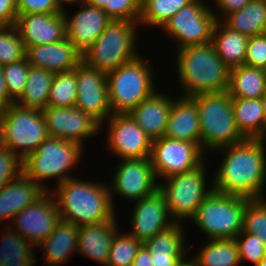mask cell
<instances>
[{"instance_id": "1", "label": "cell", "mask_w": 266, "mask_h": 266, "mask_svg": "<svg viewBox=\"0 0 266 266\" xmlns=\"http://www.w3.org/2000/svg\"><path fill=\"white\" fill-rule=\"evenodd\" d=\"M218 151L224 158L213 177L214 190L247 199L266 195V139L245 138Z\"/></svg>"}, {"instance_id": "2", "label": "cell", "mask_w": 266, "mask_h": 266, "mask_svg": "<svg viewBox=\"0 0 266 266\" xmlns=\"http://www.w3.org/2000/svg\"><path fill=\"white\" fill-rule=\"evenodd\" d=\"M86 180L71 177L51 190L61 220L78 227L113 220L117 209L111 201L109 184Z\"/></svg>"}, {"instance_id": "3", "label": "cell", "mask_w": 266, "mask_h": 266, "mask_svg": "<svg viewBox=\"0 0 266 266\" xmlns=\"http://www.w3.org/2000/svg\"><path fill=\"white\" fill-rule=\"evenodd\" d=\"M176 54L182 96L227 91L230 68L217 55L212 43L181 48Z\"/></svg>"}, {"instance_id": "4", "label": "cell", "mask_w": 266, "mask_h": 266, "mask_svg": "<svg viewBox=\"0 0 266 266\" xmlns=\"http://www.w3.org/2000/svg\"><path fill=\"white\" fill-rule=\"evenodd\" d=\"M83 147L75 142L49 136L23 161V173L45 191H51L52 188L49 189L43 182L54 178L58 186L73 177L70 170L76 164L78 167L84 154Z\"/></svg>"}, {"instance_id": "5", "label": "cell", "mask_w": 266, "mask_h": 266, "mask_svg": "<svg viewBox=\"0 0 266 266\" xmlns=\"http://www.w3.org/2000/svg\"><path fill=\"white\" fill-rule=\"evenodd\" d=\"M141 54L107 74L112 114H129L155 91L152 62Z\"/></svg>"}, {"instance_id": "6", "label": "cell", "mask_w": 266, "mask_h": 266, "mask_svg": "<svg viewBox=\"0 0 266 266\" xmlns=\"http://www.w3.org/2000/svg\"><path fill=\"white\" fill-rule=\"evenodd\" d=\"M192 98L198 107L201 148L204 153H214V150L245 139L237 128L232 98L227 91L200 94Z\"/></svg>"}, {"instance_id": "7", "label": "cell", "mask_w": 266, "mask_h": 266, "mask_svg": "<svg viewBox=\"0 0 266 266\" xmlns=\"http://www.w3.org/2000/svg\"><path fill=\"white\" fill-rule=\"evenodd\" d=\"M139 22L112 20L101 35L82 54V61L108 74L140 55Z\"/></svg>"}, {"instance_id": "8", "label": "cell", "mask_w": 266, "mask_h": 266, "mask_svg": "<svg viewBox=\"0 0 266 266\" xmlns=\"http://www.w3.org/2000/svg\"><path fill=\"white\" fill-rule=\"evenodd\" d=\"M249 199L225 195L212 190L191 219L207 240L235 239L243 231L246 204Z\"/></svg>"}, {"instance_id": "9", "label": "cell", "mask_w": 266, "mask_h": 266, "mask_svg": "<svg viewBox=\"0 0 266 266\" xmlns=\"http://www.w3.org/2000/svg\"><path fill=\"white\" fill-rule=\"evenodd\" d=\"M48 137L42 110L14 103L0 113V144L22 161Z\"/></svg>"}, {"instance_id": "10", "label": "cell", "mask_w": 266, "mask_h": 266, "mask_svg": "<svg viewBox=\"0 0 266 266\" xmlns=\"http://www.w3.org/2000/svg\"><path fill=\"white\" fill-rule=\"evenodd\" d=\"M205 161L196 169L170 176L159 182V191L164 195L169 214L175 222L190 220L195 216L199 205L213 190L207 187ZM207 188V189H206Z\"/></svg>"}, {"instance_id": "11", "label": "cell", "mask_w": 266, "mask_h": 266, "mask_svg": "<svg viewBox=\"0 0 266 266\" xmlns=\"http://www.w3.org/2000/svg\"><path fill=\"white\" fill-rule=\"evenodd\" d=\"M216 21L212 7L203 0H194L172 16L160 31L171 37L179 50L211 43Z\"/></svg>"}, {"instance_id": "12", "label": "cell", "mask_w": 266, "mask_h": 266, "mask_svg": "<svg viewBox=\"0 0 266 266\" xmlns=\"http://www.w3.org/2000/svg\"><path fill=\"white\" fill-rule=\"evenodd\" d=\"M206 155L196 144L183 140L158 138L152 141L150 162L157 179L182 174L199 167Z\"/></svg>"}, {"instance_id": "13", "label": "cell", "mask_w": 266, "mask_h": 266, "mask_svg": "<svg viewBox=\"0 0 266 266\" xmlns=\"http://www.w3.org/2000/svg\"><path fill=\"white\" fill-rule=\"evenodd\" d=\"M111 180L109 188L114 208L113 193L134 202L153 194L159 188L150 158L122 159L115 167Z\"/></svg>"}, {"instance_id": "14", "label": "cell", "mask_w": 266, "mask_h": 266, "mask_svg": "<svg viewBox=\"0 0 266 266\" xmlns=\"http://www.w3.org/2000/svg\"><path fill=\"white\" fill-rule=\"evenodd\" d=\"M61 220L57 203L51 191H46L29 206L22 209L8 226L33 246L46 240Z\"/></svg>"}, {"instance_id": "15", "label": "cell", "mask_w": 266, "mask_h": 266, "mask_svg": "<svg viewBox=\"0 0 266 266\" xmlns=\"http://www.w3.org/2000/svg\"><path fill=\"white\" fill-rule=\"evenodd\" d=\"M104 123L109 152L121 160L150 157L153 140L129 114H112Z\"/></svg>"}, {"instance_id": "16", "label": "cell", "mask_w": 266, "mask_h": 266, "mask_svg": "<svg viewBox=\"0 0 266 266\" xmlns=\"http://www.w3.org/2000/svg\"><path fill=\"white\" fill-rule=\"evenodd\" d=\"M50 137L75 142L83 141L100 133L101 124L90 114L74 107H46L42 110Z\"/></svg>"}, {"instance_id": "17", "label": "cell", "mask_w": 266, "mask_h": 266, "mask_svg": "<svg viewBox=\"0 0 266 266\" xmlns=\"http://www.w3.org/2000/svg\"><path fill=\"white\" fill-rule=\"evenodd\" d=\"M77 99L75 106L90 114L103 128L112 115L108 99L107 74L92 68L83 61L76 67Z\"/></svg>"}, {"instance_id": "18", "label": "cell", "mask_w": 266, "mask_h": 266, "mask_svg": "<svg viewBox=\"0 0 266 266\" xmlns=\"http://www.w3.org/2000/svg\"><path fill=\"white\" fill-rule=\"evenodd\" d=\"M131 213L132 230L127 232L143 243L175 223L169 214L164 195L159 189L134 201Z\"/></svg>"}, {"instance_id": "19", "label": "cell", "mask_w": 266, "mask_h": 266, "mask_svg": "<svg viewBox=\"0 0 266 266\" xmlns=\"http://www.w3.org/2000/svg\"><path fill=\"white\" fill-rule=\"evenodd\" d=\"M71 16L67 10L62 11L65 18L66 37L74 47L83 54L101 35L112 19L103 9L86 2Z\"/></svg>"}, {"instance_id": "20", "label": "cell", "mask_w": 266, "mask_h": 266, "mask_svg": "<svg viewBox=\"0 0 266 266\" xmlns=\"http://www.w3.org/2000/svg\"><path fill=\"white\" fill-rule=\"evenodd\" d=\"M14 26L25 48L60 42L66 38L65 18L62 12L18 14Z\"/></svg>"}, {"instance_id": "21", "label": "cell", "mask_w": 266, "mask_h": 266, "mask_svg": "<svg viewBox=\"0 0 266 266\" xmlns=\"http://www.w3.org/2000/svg\"><path fill=\"white\" fill-rule=\"evenodd\" d=\"M25 57L30 66L55 74L74 70L82 62V54L67 37L60 42L26 47Z\"/></svg>"}, {"instance_id": "22", "label": "cell", "mask_w": 266, "mask_h": 266, "mask_svg": "<svg viewBox=\"0 0 266 266\" xmlns=\"http://www.w3.org/2000/svg\"><path fill=\"white\" fill-rule=\"evenodd\" d=\"M182 224L175 222L144 242L150 252L153 266H176L180 260L187 257L191 248H188Z\"/></svg>"}, {"instance_id": "23", "label": "cell", "mask_w": 266, "mask_h": 266, "mask_svg": "<svg viewBox=\"0 0 266 266\" xmlns=\"http://www.w3.org/2000/svg\"><path fill=\"white\" fill-rule=\"evenodd\" d=\"M116 219L118 218L80 226L77 253L98 262L102 266H106L113 238L118 231H121Z\"/></svg>"}, {"instance_id": "24", "label": "cell", "mask_w": 266, "mask_h": 266, "mask_svg": "<svg viewBox=\"0 0 266 266\" xmlns=\"http://www.w3.org/2000/svg\"><path fill=\"white\" fill-rule=\"evenodd\" d=\"M173 99L163 91H155L140 102L129 115L152 140L162 138L166 133Z\"/></svg>"}, {"instance_id": "25", "label": "cell", "mask_w": 266, "mask_h": 266, "mask_svg": "<svg viewBox=\"0 0 266 266\" xmlns=\"http://www.w3.org/2000/svg\"><path fill=\"white\" fill-rule=\"evenodd\" d=\"M165 137L196 143L201 147L198 107L192 97L173 99Z\"/></svg>"}, {"instance_id": "26", "label": "cell", "mask_w": 266, "mask_h": 266, "mask_svg": "<svg viewBox=\"0 0 266 266\" xmlns=\"http://www.w3.org/2000/svg\"><path fill=\"white\" fill-rule=\"evenodd\" d=\"M46 191L22 173L0 189V222H5L35 202Z\"/></svg>"}, {"instance_id": "27", "label": "cell", "mask_w": 266, "mask_h": 266, "mask_svg": "<svg viewBox=\"0 0 266 266\" xmlns=\"http://www.w3.org/2000/svg\"><path fill=\"white\" fill-rule=\"evenodd\" d=\"M79 227L60 220L52 233L37 247L43 251L46 266L66 264L69 257L77 252ZM72 253V254H71Z\"/></svg>"}, {"instance_id": "28", "label": "cell", "mask_w": 266, "mask_h": 266, "mask_svg": "<svg viewBox=\"0 0 266 266\" xmlns=\"http://www.w3.org/2000/svg\"><path fill=\"white\" fill-rule=\"evenodd\" d=\"M248 40L249 37L216 21L211 43L217 55L230 69L244 65Z\"/></svg>"}, {"instance_id": "29", "label": "cell", "mask_w": 266, "mask_h": 266, "mask_svg": "<svg viewBox=\"0 0 266 266\" xmlns=\"http://www.w3.org/2000/svg\"><path fill=\"white\" fill-rule=\"evenodd\" d=\"M236 125L245 138L265 139V115L262 98H232Z\"/></svg>"}, {"instance_id": "30", "label": "cell", "mask_w": 266, "mask_h": 266, "mask_svg": "<svg viewBox=\"0 0 266 266\" xmlns=\"http://www.w3.org/2000/svg\"><path fill=\"white\" fill-rule=\"evenodd\" d=\"M221 22L247 37L266 33V0H252L241 10L227 15Z\"/></svg>"}, {"instance_id": "31", "label": "cell", "mask_w": 266, "mask_h": 266, "mask_svg": "<svg viewBox=\"0 0 266 266\" xmlns=\"http://www.w3.org/2000/svg\"><path fill=\"white\" fill-rule=\"evenodd\" d=\"M266 92V74L262 68L242 65L230 69L227 93L231 98H262Z\"/></svg>"}, {"instance_id": "32", "label": "cell", "mask_w": 266, "mask_h": 266, "mask_svg": "<svg viewBox=\"0 0 266 266\" xmlns=\"http://www.w3.org/2000/svg\"><path fill=\"white\" fill-rule=\"evenodd\" d=\"M0 236V266H34L37 263L34 246L10 226L5 225Z\"/></svg>"}, {"instance_id": "33", "label": "cell", "mask_w": 266, "mask_h": 266, "mask_svg": "<svg viewBox=\"0 0 266 266\" xmlns=\"http://www.w3.org/2000/svg\"><path fill=\"white\" fill-rule=\"evenodd\" d=\"M54 76L55 73L44 68L30 66L25 90L15 103L26 108L45 109Z\"/></svg>"}, {"instance_id": "34", "label": "cell", "mask_w": 266, "mask_h": 266, "mask_svg": "<svg viewBox=\"0 0 266 266\" xmlns=\"http://www.w3.org/2000/svg\"><path fill=\"white\" fill-rule=\"evenodd\" d=\"M209 241V242H208ZM196 252L197 266H240V256L235 239H211Z\"/></svg>"}, {"instance_id": "35", "label": "cell", "mask_w": 266, "mask_h": 266, "mask_svg": "<svg viewBox=\"0 0 266 266\" xmlns=\"http://www.w3.org/2000/svg\"><path fill=\"white\" fill-rule=\"evenodd\" d=\"M194 0H141L139 26L161 29L181 8Z\"/></svg>"}, {"instance_id": "36", "label": "cell", "mask_w": 266, "mask_h": 266, "mask_svg": "<svg viewBox=\"0 0 266 266\" xmlns=\"http://www.w3.org/2000/svg\"><path fill=\"white\" fill-rule=\"evenodd\" d=\"M76 99V68L68 72L56 73L49 91L47 107H74Z\"/></svg>"}, {"instance_id": "37", "label": "cell", "mask_w": 266, "mask_h": 266, "mask_svg": "<svg viewBox=\"0 0 266 266\" xmlns=\"http://www.w3.org/2000/svg\"><path fill=\"white\" fill-rule=\"evenodd\" d=\"M143 244L134 236L118 231L113 238L106 266H131Z\"/></svg>"}, {"instance_id": "38", "label": "cell", "mask_w": 266, "mask_h": 266, "mask_svg": "<svg viewBox=\"0 0 266 266\" xmlns=\"http://www.w3.org/2000/svg\"><path fill=\"white\" fill-rule=\"evenodd\" d=\"M26 48L15 26H0V66L25 58Z\"/></svg>"}, {"instance_id": "39", "label": "cell", "mask_w": 266, "mask_h": 266, "mask_svg": "<svg viewBox=\"0 0 266 266\" xmlns=\"http://www.w3.org/2000/svg\"><path fill=\"white\" fill-rule=\"evenodd\" d=\"M243 232L257 235L266 246V200L264 198L247 201Z\"/></svg>"}, {"instance_id": "40", "label": "cell", "mask_w": 266, "mask_h": 266, "mask_svg": "<svg viewBox=\"0 0 266 266\" xmlns=\"http://www.w3.org/2000/svg\"><path fill=\"white\" fill-rule=\"evenodd\" d=\"M9 96L16 102L23 94L30 64L26 57L2 67Z\"/></svg>"}, {"instance_id": "41", "label": "cell", "mask_w": 266, "mask_h": 266, "mask_svg": "<svg viewBox=\"0 0 266 266\" xmlns=\"http://www.w3.org/2000/svg\"><path fill=\"white\" fill-rule=\"evenodd\" d=\"M241 264L250 262L256 266L266 255V246L257 235L241 231L235 238Z\"/></svg>"}, {"instance_id": "42", "label": "cell", "mask_w": 266, "mask_h": 266, "mask_svg": "<svg viewBox=\"0 0 266 266\" xmlns=\"http://www.w3.org/2000/svg\"><path fill=\"white\" fill-rule=\"evenodd\" d=\"M105 12L113 21L139 22L141 0H109V5H105Z\"/></svg>"}, {"instance_id": "43", "label": "cell", "mask_w": 266, "mask_h": 266, "mask_svg": "<svg viewBox=\"0 0 266 266\" xmlns=\"http://www.w3.org/2000/svg\"><path fill=\"white\" fill-rule=\"evenodd\" d=\"M23 173V161L0 144V189Z\"/></svg>"}, {"instance_id": "44", "label": "cell", "mask_w": 266, "mask_h": 266, "mask_svg": "<svg viewBox=\"0 0 266 266\" xmlns=\"http://www.w3.org/2000/svg\"><path fill=\"white\" fill-rule=\"evenodd\" d=\"M244 65L262 69L266 66V33L249 37Z\"/></svg>"}, {"instance_id": "45", "label": "cell", "mask_w": 266, "mask_h": 266, "mask_svg": "<svg viewBox=\"0 0 266 266\" xmlns=\"http://www.w3.org/2000/svg\"><path fill=\"white\" fill-rule=\"evenodd\" d=\"M17 14L60 13L56 0H16Z\"/></svg>"}, {"instance_id": "46", "label": "cell", "mask_w": 266, "mask_h": 266, "mask_svg": "<svg viewBox=\"0 0 266 266\" xmlns=\"http://www.w3.org/2000/svg\"><path fill=\"white\" fill-rule=\"evenodd\" d=\"M250 1L252 0H214L215 5L213 6L214 8L212 7V10L216 20L222 21L227 15L241 10Z\"/></svg>"}, {"instance_id": "47", "label": "cell", "mask_w": 266, "mask_h": 266, "mask_svg": "<svg viewBox=\"0 0 266 266\" xmlns=\"http://www.w3.org/2000/svg\"><path fill=\"white\" fill-rule=\"evenodd\" d=\"M17 17L16 0H0V26H14Z\"/></svg>"}, {"instance_id": "48", "label": "cell", "mask_w": 266, "mask_h": 266, "mask_svg": "<svg viewBox=\"0 0 266 266\" xmlns=\"http://www.w3.org/2000/svg\"><path fill=\"white\" fill-rule=\"evenodd\" d=\"M14 103L15 101L8 94L4 72L0 66V113Z\"/></svg>"}, {"instance_id": "49", "label": "cell", "mask_w": 266, "mask_h": 266, "mask_svg": "<svg viewBox=\"0 0 266 266\" xmlns=\"http://www.w3.org/2000/svg\"><path fill=\"white\" fill-rule=\"evenodd\" d=\"M131 266H153L152 258L148 248L143 244Z\"/></svg>"}, {"instance_id": "50", "label": "cell", "mask_w": 266, "mask_h": 266, "mask_svg": "<svg viewBox=\"0 0 266 266\" xmlns=\"http://www.w3.org/2000/svg\"><path fill=\"white\" fill-rule=\"evenodd\" d=\"M86 3L103 9L105 11V5H109V0H85Z\"/></svg>"}, {"instance_id": "51", "label": "cell", "mask_w": 266, "mask_h": 266, "mask_svg": "<svg viewBox=\"0 0 266 266\" xmlns=\"http://www.w3.org/2000/svg\"><path fill=\"white\" fill-rule=\"evenodd\" d=\"M82 2H85V0H56V3L58 5V7L63 11L65 10L66 8V4H72L74 6V4L76 5V3H82Z\"/></svg>"}, {"instance_id": "52", "label": "cell", "mask_w": 266, "mask_h": 266, "mask_svg": "<svg viewBox=\"0 0 266 266\" xmlns=\"http://www.w3.org/2000/svg\"><path fill=\"white\" fill-rule=\"evenodd\" d=\"M176 266H197V263L194 257L192 259L190 258L189 260L188 257H185L180 260Z\"/></svg>"}, {"instance_id": "53", "label": "cell", "mask_w": 266, "mask_h": 266, "mask_svg": "<svg viewBox=\"0 0 266 266\" xmlns=\"http://www.w3.org/2000/svg\"><path fill=\"white\" fill-rule=\"evenodd\" d=\"M262 101L264 104V115H265V139H266V92L262 96Z\"/></svg>"}, {"instance_id": "54", "label": "cell", "mask_w": 266, "mask_h": 266, "mask_svg": "<svg viewBox=\"0 0 266 266\" xmlns=\"http://www.w3.org/2000/svg\"><path fill=\"white\" fill-rule=\"evenodd\" d=\"M256 266H266V255Z\"/></svg>"}, {"instance_id": "55", "label": "cell", "mask_w": 266, "mask_h": 266, "mask_svg": "<svg viewBox=\"0 0 266 266\" xmlns=\"http://www.w3.org/2000/svg\"><path fill=\"white\" fill-rule=\"evenodd\" d=\"M263 70H264V73L266 74V66L263 68Z\"/></svg>"}]
</instances>
